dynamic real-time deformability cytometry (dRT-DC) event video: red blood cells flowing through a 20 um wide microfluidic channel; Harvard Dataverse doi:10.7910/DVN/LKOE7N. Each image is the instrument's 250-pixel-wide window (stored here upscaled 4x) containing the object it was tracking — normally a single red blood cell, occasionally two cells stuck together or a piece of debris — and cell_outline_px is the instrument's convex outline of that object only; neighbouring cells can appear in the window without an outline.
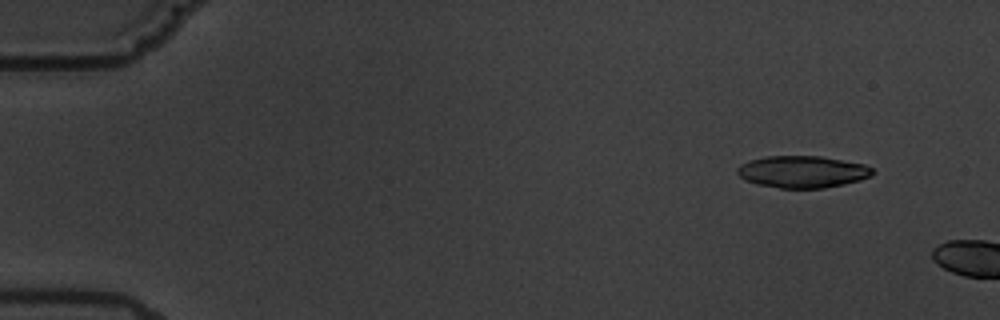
{"species": "common noctule bat (a hibernating species)", "species_latin": "Nyctalus noctula", "temperature_condition": "warm", "stored_images_in_passage": 4, "camera_frame_rate_fps": 3000, "um_per_image_px": 0.085, "animal": {"sex": "male", "body_mass_g": 19.5, "forearm_length_mm": 54.6}, "frame": {"image": 1, "passage_image": 2, "time_ms": 1.333, "image_size_px": [1000, 320], "cell_outline_px": [[876, 172], [872, 176], [860, 180], [844, 184], [824, 188], [780, 188], [756, 184], [744, 180], [736, 172], [736, 168], [740, 164], [748, 160], [764, 156], [820, 156], [864, 164], [872, 168]], "centroid_in_image_um": [68.19, 14.6], "position_along_channel_um": 16.8, "area_um2": 25.43}}